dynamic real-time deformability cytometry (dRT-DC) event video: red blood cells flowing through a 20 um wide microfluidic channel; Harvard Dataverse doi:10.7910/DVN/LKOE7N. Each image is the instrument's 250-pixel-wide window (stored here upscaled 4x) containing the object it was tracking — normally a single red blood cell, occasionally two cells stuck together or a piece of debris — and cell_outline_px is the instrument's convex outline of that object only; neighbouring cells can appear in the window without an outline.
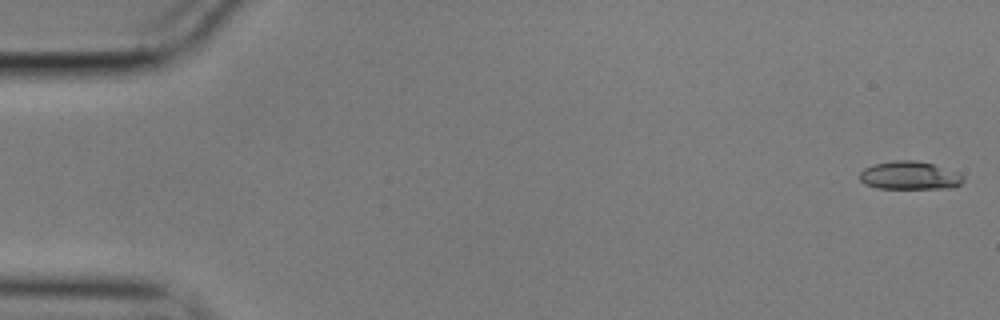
{"species": "common noctule bat (a hibernating species)", "species_latin": "Nyctalus noctula", "temperature_condition": "cold", "stored_images_in_passage": 56, "camera_frame_rate_fps": 3000, "um_per_image_px": 0.085, "animal": {"sex": "male", "body_mass_g": 17.9}, "frame": {"image": 1, "passage_image": 1, "time_ms": 0.0, "image_size_px": [1000, 320], "cell_outline_px": [[964, 180], [960, 184], [948, 188], [876, 188], [864, 184], [860, 180], [860, 172], [864, 168], [872, 164], [896, 160], [912, 160], [932, 164], [960, 172], [964, 176]], "centroid_in_image_um": [77.31, 14.91], "position_along_channel_um": 7.7, "area_um2": 17.05}}
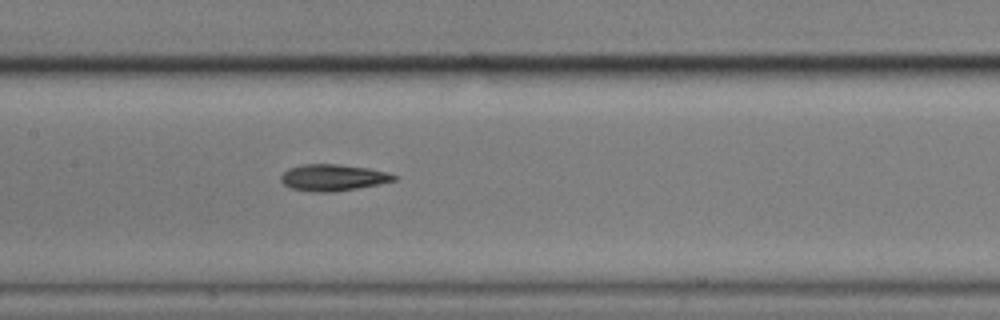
{"frame": {"image": 2, "passage_image": 27, "time_ms": 8.667, "image_size_px": [1000, 320], "cell_outline_px": [[396, 180], [380, 184], [332, 192], [316, 192], [292, 188], [284, 184], [280, 180], [280, 176], [288, 168], [304, 164], [340, 164], [368, 168], [388, 172], [396, 176]], "centroid_in_image_um": [28.3, 15.08], "position_along_channel_um": 179.1, "area_um2": 17.4}}
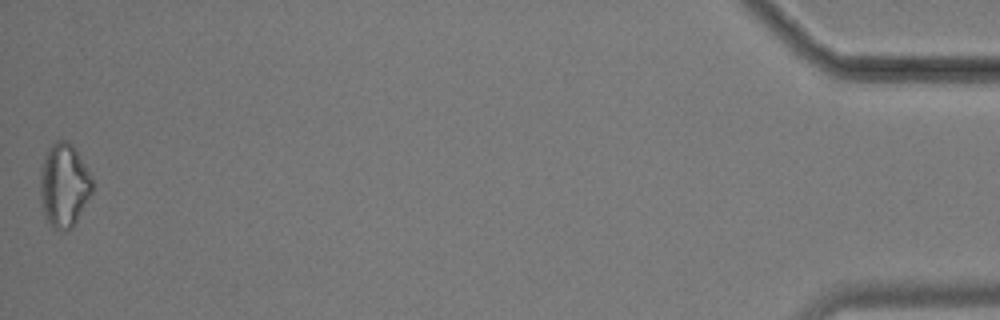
{"frame": {"image": 3, "passage_image": 56, "time_ms": 18.333, "image_size_px": [1000, 320], "cell_outline_px": [[92, 192], [72, 228], [56, 228], [44, 216], [40, 200], [40, 168], [44, 156], [48, 148], [56, 140], [68, 140], [72, 144], [92, 176]], "centroid_in_image_um": [5.42, 15.69], "position_along_channel_um": 429.8, "area_um2": 25.2}, "authors_computed_cell_mechanics": {"area_um2": 17.3978, "velocity_mm_per_s": 3.5493, "shape_relaxation_time_tau1_ms": 4.0548, "shape_relaxation_time_tau2_ms": null, "deformation_change_tau1": 0.1117, "deformation_change_tau2": null}}